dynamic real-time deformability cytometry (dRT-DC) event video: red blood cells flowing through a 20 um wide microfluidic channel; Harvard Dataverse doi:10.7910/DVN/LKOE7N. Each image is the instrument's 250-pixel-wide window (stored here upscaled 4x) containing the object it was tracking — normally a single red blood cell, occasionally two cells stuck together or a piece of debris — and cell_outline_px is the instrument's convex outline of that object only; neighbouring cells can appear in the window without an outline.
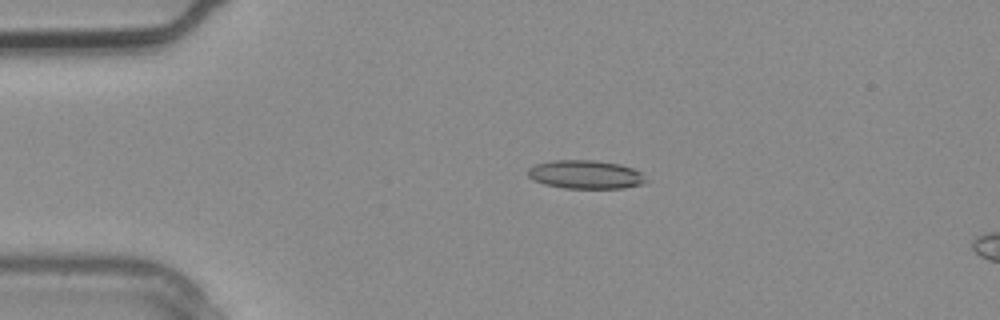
{"species": "common noctule bat (a hibernating species)", "species_latin": "Nyctalus noctula", "temperature_condition": "warm", "stored_images_in_passage": 3, "camera_frame_rate_fps": 3000, "um_per_image_px": 0.085, "animal": {"sex": "male", "body_mass_g": 20.4}, "frame": {"image": 1, "passage_image": 2, "time_ms": 0.333, "image_size_px": [1000, 320], "cell_outline_px": [[648, 180], [644, 184], [624, 188], [564, 188], [544, 184], [532, 180], [528, 176], [528, 168], [536, 164], [556, 160], [596, 160], [620, 164], [632, 168], [640, 172]], "centroid_in_image_um": [49.78, 14.84], "position_along_channel_um": 35.2, "area_um2": 19.71}}